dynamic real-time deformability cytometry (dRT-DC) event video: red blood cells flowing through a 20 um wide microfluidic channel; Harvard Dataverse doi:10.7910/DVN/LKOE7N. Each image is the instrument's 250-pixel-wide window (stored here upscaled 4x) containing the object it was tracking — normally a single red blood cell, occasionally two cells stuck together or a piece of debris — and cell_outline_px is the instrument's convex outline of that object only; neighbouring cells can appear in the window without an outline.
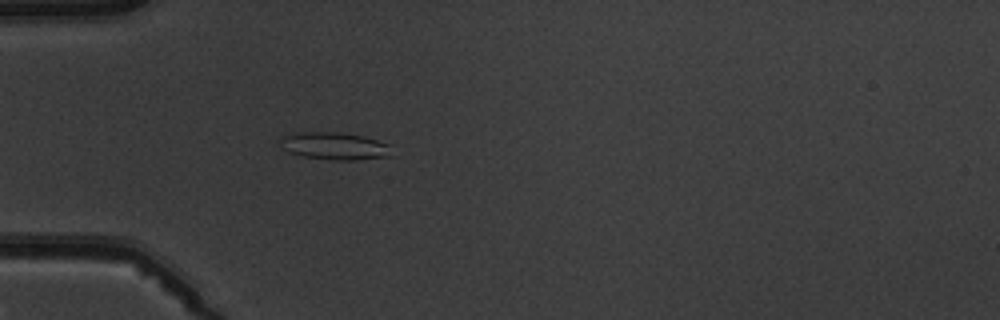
{"species": "common noctule bat (a hibernating species)", "species_latin": "Nyctalus noctula", "temperature_condition": "warm", "stored_images_in_passage": 4, "camera_frame_rate_fps": 3000, "um_per_image_px": 0.085, "animal": {"sex": "male", "body_mass_g": 19.5, "forearm_length_mm": 54.6}, "frame": {"image": 1, "passage_image": 4, "time_ms": 4.667, "image_size_px": [1000, 320], "cell_outline_px": [[392, 156], [356, 160], [332, 160], [304, 156], [288, 152], [280, 148], [280, 140], [284, 136], [300, 132], [340, 132], [364, 136], [392, 144]], "centroid_in_image_um": [28.5, 12.41], "position_along_channel_um": 56.5, "area_um2": 18.09}}